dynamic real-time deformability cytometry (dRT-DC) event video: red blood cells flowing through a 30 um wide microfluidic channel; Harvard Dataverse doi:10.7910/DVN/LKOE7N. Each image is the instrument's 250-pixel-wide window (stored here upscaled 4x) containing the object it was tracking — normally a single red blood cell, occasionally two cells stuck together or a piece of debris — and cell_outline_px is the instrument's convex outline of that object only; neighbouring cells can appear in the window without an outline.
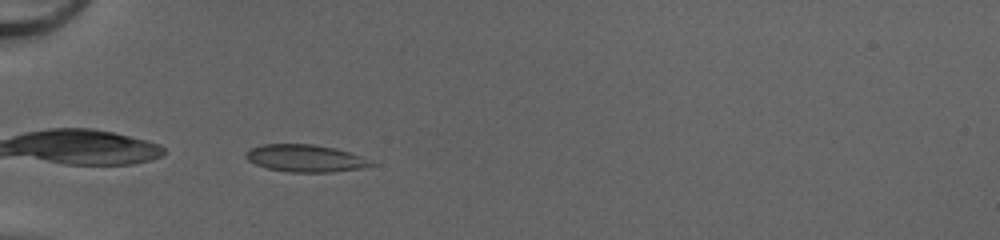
{"species": "common noctule bat (a hibernating species)", "species_latin": "Nyctalus noctula", "temperature_condition": "cold", "stored_images_in_passage": 34, "camera_frame_rate_fps": 3000, "um_per_image_px": 0.085, "animal": {"sex": "female", "body_mass_g": 20.0, "forearm_length_mm": 54.0}, "frame": {"image": 1, "passage_image": 1, "time_ms": 0.0, "image_size_px": [1000, 240], "cell_outline_px": [[376, 164], [364, 168], [332, 172], [288, 172], [268, 168], [256, 164], [248, 160], [244, 156], [244, 152], [248, 148], [260, 144], [312, 144], [336, 148], [360, 156]], "centroid_in_image_um": [25.9, 13.45], "position_along_channel_um": 59.1, "area_um2": 20.0}}
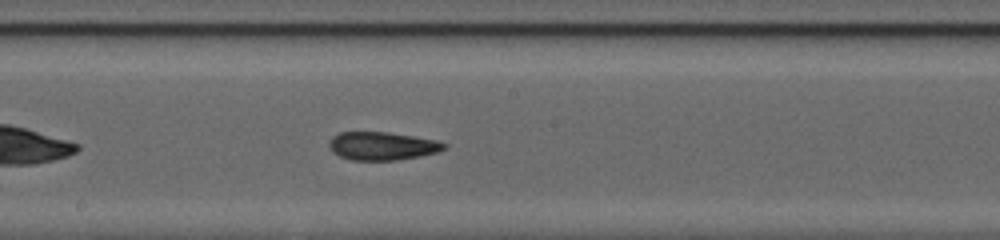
{"frame": {"image": 2, "passage_image": 13, "time_ms": 4.0, "image_size_px": [1000, 240], "cell_outline_px": [[448, 148], [436, 152], [420, 156], [396, 160], [352, 160], [340, 156], [332, 152], [328, 144], [328, 140], [332, 136], [340, 132], [388, 132], [436, 140], [448, 144]], "centroid_in_image_um": [32.47, 12.4], "position_along_channel_um": 215.7, "area_um2": 18.96}}
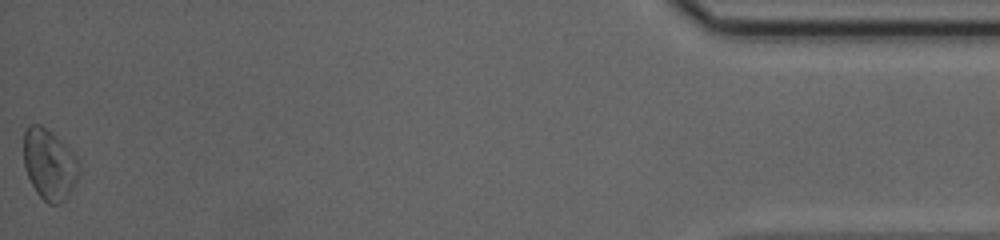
{"frame": {"image": 3, "passage_image": 34, "time_ms": 11.0, "image_size_px": [1000, 240], "cell_outline_px": [[80, 176], [68, 196], [60, 204], [48, 204], [36, 192], [24, 168], [24, 132], [28, 124], [40, 124], [52, 132], [76, 156], [80, 168]], "centroid_in_image_um": [4.2, 13.98], "position_along_channel_um": 431.0, "area_um2": 22.95}, "authors_computed_cell_mechanics": {"area_um2": 18.9584, "velocity_mm_per_s": 4.2374, "shape_relaxation_time_tau1_ms": 5.9802, "shape_relaxation_time_tau2_ms": 2.8126, "deformation_change_tau1": 0.1625, "deformation_change_tau2": 0.0881}}